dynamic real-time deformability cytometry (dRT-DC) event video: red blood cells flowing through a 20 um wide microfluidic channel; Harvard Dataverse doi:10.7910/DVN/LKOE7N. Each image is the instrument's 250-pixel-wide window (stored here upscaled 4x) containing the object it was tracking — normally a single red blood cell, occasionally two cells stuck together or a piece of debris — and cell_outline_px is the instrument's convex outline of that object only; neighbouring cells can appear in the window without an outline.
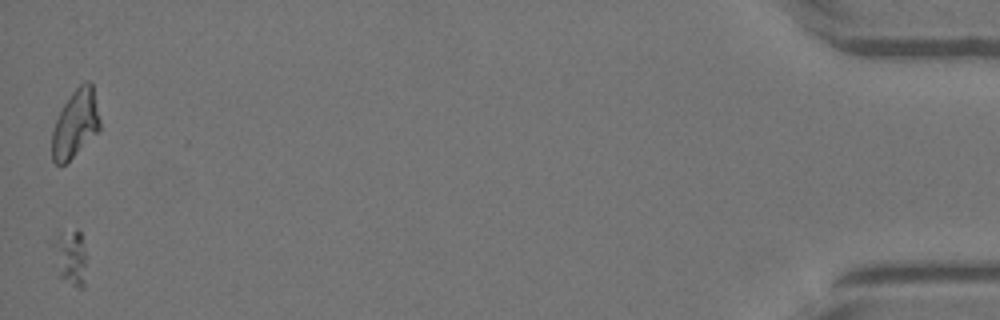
{"species": "Egyptian fruit bat (a non-hibernating species)", "species_latin": "Rousettus aegyptiacus", "temperature_condition": "warm", "stored_images_in_passage": 47, "camera_frame_rate_fps": 3000, "um_per_image_px": 0.085, "animal": {"sex": "female"}, "frame": {"image": 1, "passage_image": 47, "time_ms": 15.333, "image_size_px": [1000, 320], "cell_outline_px": [[84, 288], [76, 288], [60, 276], [48, 244], [60, 232], [76, 228], [80, 232], [84, 248]], "centroid_in_image_um": [5.9, 21.81], "position_along_channel_um": 429.3, "area_um2": 10.98}}